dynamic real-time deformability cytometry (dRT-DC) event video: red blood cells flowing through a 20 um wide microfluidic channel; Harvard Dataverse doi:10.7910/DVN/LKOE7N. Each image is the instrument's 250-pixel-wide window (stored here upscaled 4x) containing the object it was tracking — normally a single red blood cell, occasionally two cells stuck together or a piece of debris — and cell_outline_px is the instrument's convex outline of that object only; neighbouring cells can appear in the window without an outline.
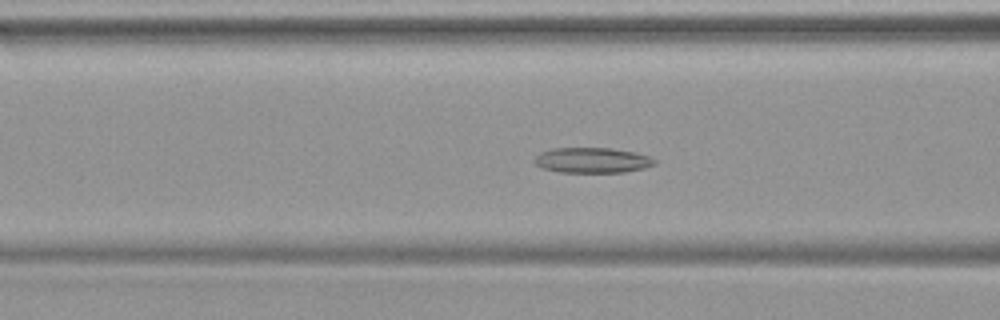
{"species": "common noctule bat (a hibernating species)", "species_latin": "Nyctalus noctula", "temperature_condition": "warm", "stored_images_in_passage": 48, "camera_frame_rate_fps": 3000, "um_per_image_px": 0.085, "animal": {"sex": "female", "body_mass_g": 19.9}, "frame": {"image": 1, "passage_image": 19, "time_ms": 6.0, "image_size_px": [1000, 320], "cell_outline_px": [[656, 164], [644, 168], [624, 172], [560, 172], [540, 168], [532, 160], [540, 152], [552, 148], [608, 148], [632, 152], [648, 156], [656, 160]], "centroid_in_image_um": [50.29, 13.62], "position_along_channel_um": 116.3, "area_um2": 17.69}}
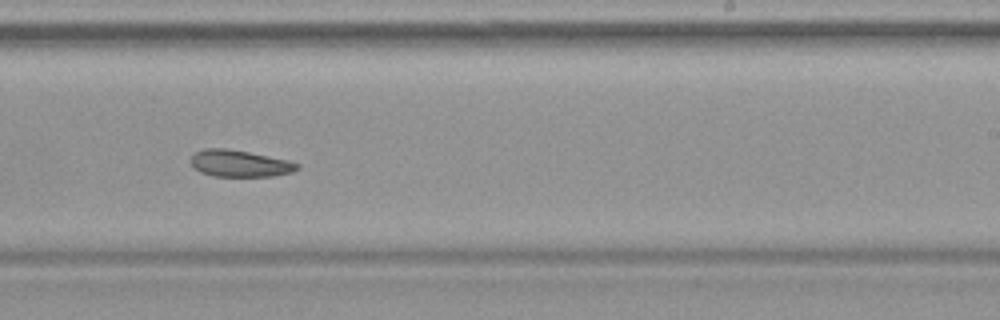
{"frame": {"image": 2, "passage_image": 30, "time_ms": 9.667, "image_size_px": [1000, 320], "cell_outline_px": [[300, 168], [292, 172], [272, 176], [212, 176], [200, 172], [192, 168], [192, 156], [196, 152], [204, 148], [224, 148], [248, 152], [288, 160], [300, 164]], "centroid_in_image_um": [20.37, 13.9], "position_along_channel_um": 268.6, "area_um2": 16.53}}
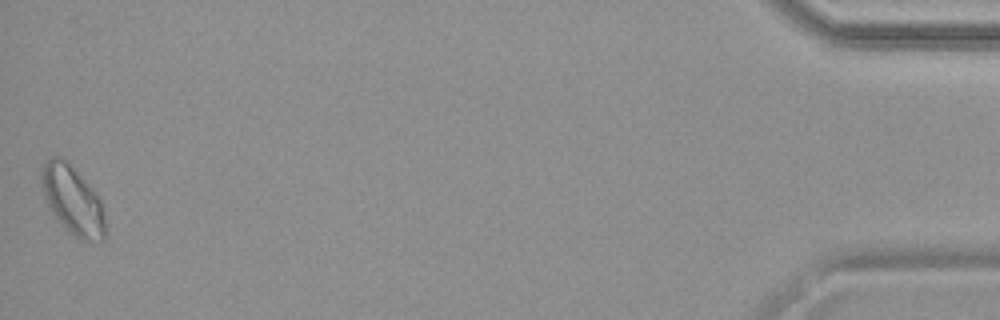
{"frame": {"image": 3, "passage_image": 48, "time_ms": 15.667, "image_size_px": [1000, 320], "cell_outline_px": [[108, 232], [104, 240], [80, 240], [56, 216], [48, 204], [44, 196], [40, 180], [40, 176], [44, 164], [48, 160], [56, 156], [68, 160], [100, 200]], "centroid_in_image_um": [6.2, 17.01], "position_along_channel_um": 429.0, "area_um2": 24.8}}